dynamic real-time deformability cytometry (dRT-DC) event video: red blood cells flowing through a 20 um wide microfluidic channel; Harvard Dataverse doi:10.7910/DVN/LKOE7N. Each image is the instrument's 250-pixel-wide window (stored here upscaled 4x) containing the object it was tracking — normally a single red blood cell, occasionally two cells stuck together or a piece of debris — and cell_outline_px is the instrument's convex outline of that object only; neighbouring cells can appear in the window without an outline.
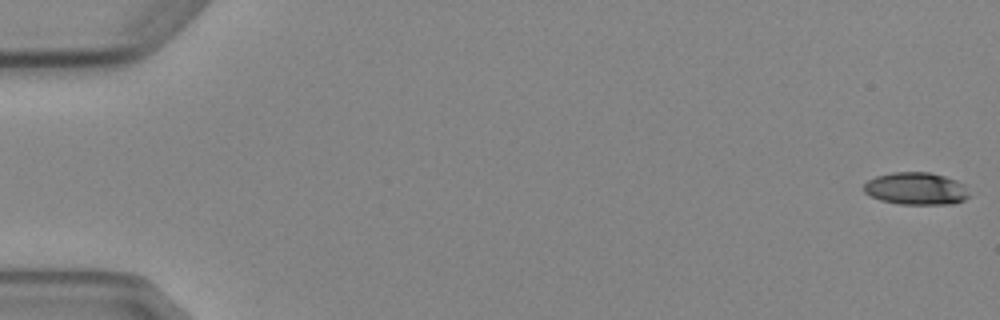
{"species": "Egyptian fruit bat (a non-hibernating species)", "species_latin": "Rousettus aegyptiacus", "temperature_condition": "cold", "stored_images_in_passage": 5, "camera_frame_rate_fps": 3000, "um_per_image_px": 0.085, "animal": {"sex": "female"}, "frame": {"image": 1, "passage_image": 1, "time_ms": 0.0, "image_size_px": [1000, 320], "cell_outline_px": [[968, 196], [964, 200], [956, 204], [900, 204], [880, 200], [864, 192], [864, 184], [868, 180], [876, 176], [892, 172], [928, 172], [944, 176], [956, 180], [964, 184]], "centroid_in_image_um": [77.86, 16.03], "position_along_channel_um": 7.1, "area_um2": 19.83}}
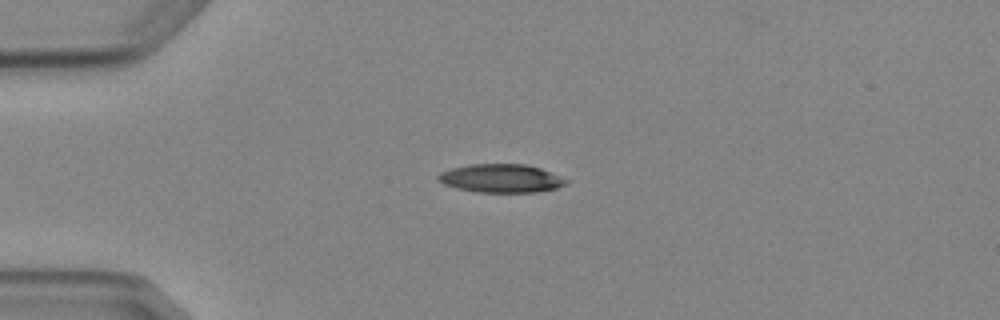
{"frame": {"image": 2, "passage_image": 5, "time_ms": 4.333, "image_size_px": [1000, 320], "cell_outline_px": [[568, 184], [556, 188], [536, 192], [476, 192], [456, 188], [444, 184], [436, 180], [436, 176], [440, 172], [452, 168], [468, 164], [524, 164], [540, 168], [568, 180]], "centroid_in_image_um": [42.55, 15.16], "position_along_channel_um": 42.5, "area_um2": 21.21}}